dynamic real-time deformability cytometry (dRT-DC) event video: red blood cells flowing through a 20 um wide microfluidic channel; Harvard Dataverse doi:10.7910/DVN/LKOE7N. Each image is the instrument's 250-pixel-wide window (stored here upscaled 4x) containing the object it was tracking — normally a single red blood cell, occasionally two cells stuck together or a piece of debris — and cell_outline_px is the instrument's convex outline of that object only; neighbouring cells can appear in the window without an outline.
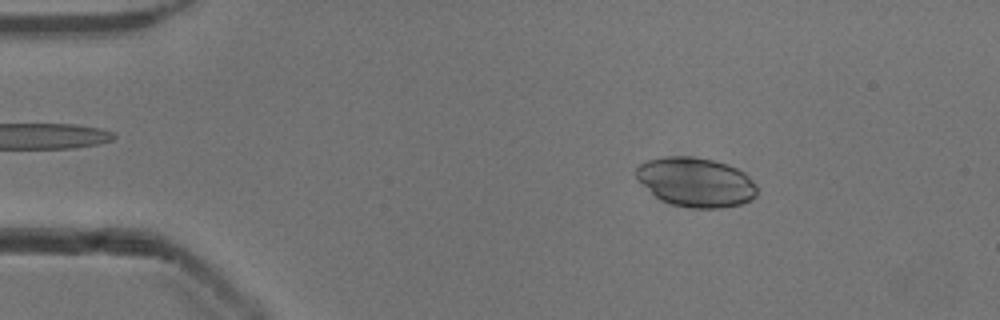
{"species": "common noctule bat (a hibernating species)", "species_latin": "Nyctalus noctula", "temperature_condition": "cold", "stored_images_in_passage": 52, "camera_frame_rate_fps": 3000, "um_per_image_px": 0.085, "animal": {"sex": "male", "body_mass_g": 13.3}, "frame": {"image": 1, "passage_image": 8, "time_ms": 2.333, "image_size_px": [1000, 320], "cell_outline_px": [[756, 196], [752, 200], [740, 204], [720, 208], [692, 208], [672, 204], [656, 196], [636, 180], [632, 172], [640, 164], [648, 160], [664, 156], [688, 156], [712, 160], [728, 164], [744, 172], [756, 184]], "centroid_in_image_um": [59.12, 15.47], "position_along_channel_um": 25.9, "area_um2": 34.85}}
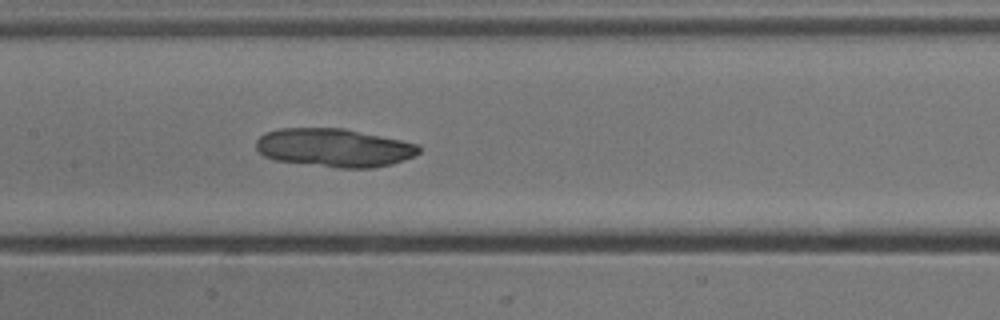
{"frame": {"image": 2, "passage_image": 25, "time_ms": 8.0, "image_size_px": [1000, 320], "cell_outline_px": [[420, 152], [404, 160], [392, 164], [372, 168], [336, 168], [276, 160], [264, 156], [256, 148], [256, 140], [264, 132], [280, 128], [344, 128], [420, 144]], "centroid_in_image_um": [28.4, 12.55], "position_along_channel_um": 179.0, "area_um2": 36.59}}
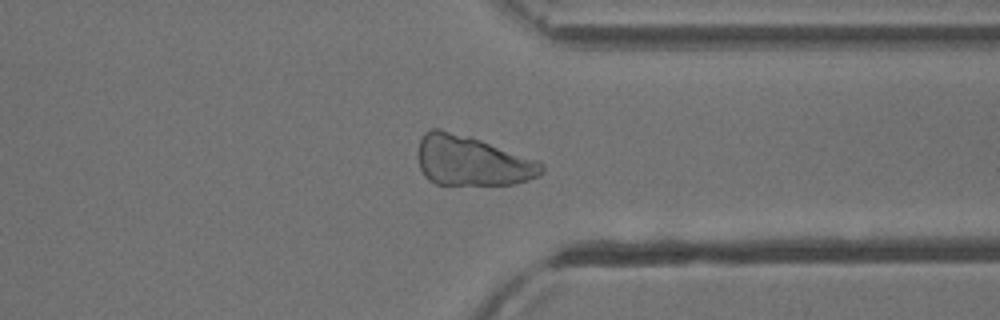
{"frame": {"image": 3, "passage_image": 40, "time_ms": 13.0, "image_size_px": [1000, 320], "cell_outline_px": [[544, 172], [540, 176], [528, 180], [512, 184], [436, 184], [428, 180], [424, 176], [420, 168], [416, 152], [420, 140], [424, 132], [432, 128], [440, 128], [468, 136], [480, 140], [536, 160], [544, 164]], "centroid_in_image_um": [40.07, 13.67], "position_along_channel_um": 371.3, "area_um2": 36.01}}